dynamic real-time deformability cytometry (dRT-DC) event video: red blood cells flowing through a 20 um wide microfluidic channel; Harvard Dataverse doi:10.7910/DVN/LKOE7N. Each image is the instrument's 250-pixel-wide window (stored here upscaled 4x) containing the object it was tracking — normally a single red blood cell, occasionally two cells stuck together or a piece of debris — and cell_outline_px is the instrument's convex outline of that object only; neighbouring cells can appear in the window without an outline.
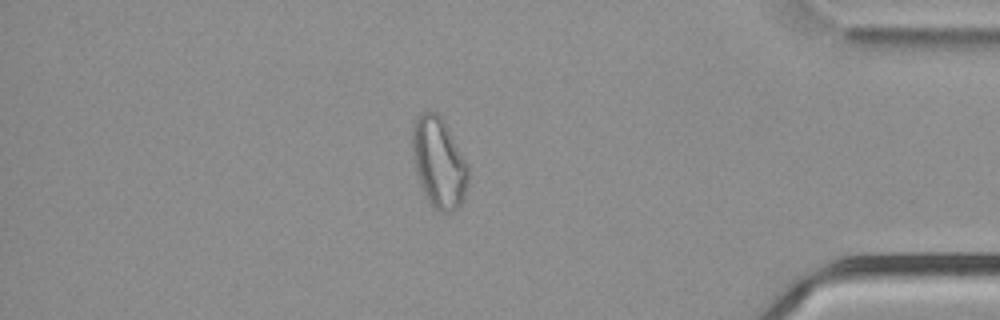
{"species": "common noctule bat (a hibernating species)", "species_latin": "Nyctalus noctula", "temperature_condition": "cold", "stored_images_in_passage": 55, "camera_frame_rate_fps": 3000, "um_per_image_px": 0.085, "animal": {"sex": "male", "body_mass_g": 21.5, "forearm_length_mm": 52.0}, "frame": {"image": 1, "passage_image": 47, "time_ms": 15.333, "image_size_px": [1000, 320], "cell_outline_px": [[468, 184], [464, 196], [460, 204], [452, 212], [440, 212], [428, 200], [424, 192], [416, 172], [412, 152], [412, 128], [416, 120], [424, 112], [436, 112], [440, 116], [448, 128], [468, 164]], "centroid_in_image_um": [37.31, 13.83], "position_along_channel_um": 397.9, "area_um2": 28.96}, "authors_computed_cell_mechanics": {"area_um2": 29.8248, "velocity_mm_per_s": 3.7899, "shape_relaxation_time_tau1_ms": null, "shape_relaxation_time_tau2_ms": 3.0438, "deformation_change_tau1": null, "deformation_change_tau2": 0.0994}}